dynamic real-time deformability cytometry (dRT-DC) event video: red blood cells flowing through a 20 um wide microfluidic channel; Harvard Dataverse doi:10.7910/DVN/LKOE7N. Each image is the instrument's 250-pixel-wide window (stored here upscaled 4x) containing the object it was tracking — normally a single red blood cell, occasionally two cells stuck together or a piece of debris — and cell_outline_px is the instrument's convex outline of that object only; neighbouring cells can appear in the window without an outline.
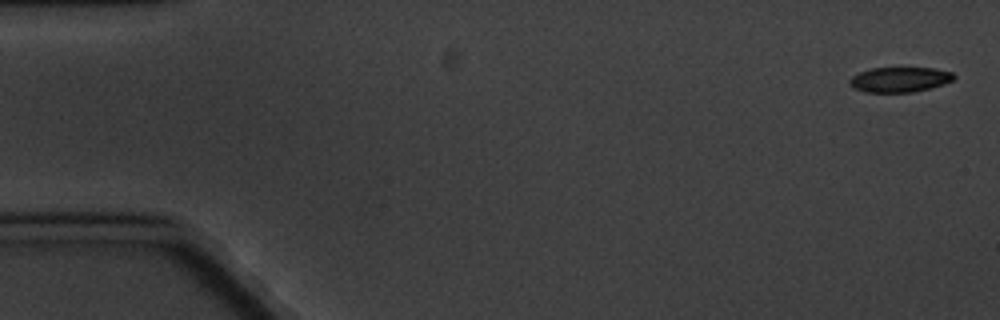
{"species": "common noctule bat (a hibernating species)", "species_latin": "Nyctalus noctula", "temperature_condition": "cold", "stored_images_in_passage": 5, "camera_frame_rate_fps": 3000, "um_per_image_px": 0.085, "animal": {"sex": "male", "body_mass_g": 20.1, "forearm_length_mm": 53.5}, "frame": {"image": 1, "passage_image": 1, "time_ms": 0.0, "image_size_px": [1000, 320], "cell_outline_px": [[956, 76], [952, 80], [944, 84], [912, 92], [864, 92], [852, 88], [848, 84], [848, 80], [852, 76], [860, 72], [872, 68], [936, 68], [952, 72]], "centroid_in_image_um": [76.44, 6.76], "position_along_channel_um": 8.6, "area_um2": 15.26}}
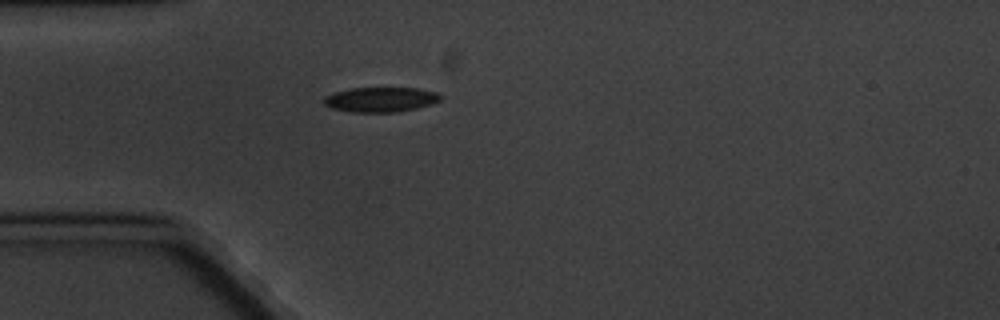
{"frame": {"image": 2, "passage_image": 5, "time_ms": 5.0, "image_size_px": [1000, 320], "cell_outline_px": [[440, 100], [432, 104], [416, 108], [392, 112], [352, 112], [332, 108], [324, 104], [324, 96], [332, 92], [352, 88], [416, 88], [436, 92], [440, 96]], "centroid_in_image_um": [32.31, 8.45], "position_along_channel_um": 52.7, "area_um2": 16.76}}